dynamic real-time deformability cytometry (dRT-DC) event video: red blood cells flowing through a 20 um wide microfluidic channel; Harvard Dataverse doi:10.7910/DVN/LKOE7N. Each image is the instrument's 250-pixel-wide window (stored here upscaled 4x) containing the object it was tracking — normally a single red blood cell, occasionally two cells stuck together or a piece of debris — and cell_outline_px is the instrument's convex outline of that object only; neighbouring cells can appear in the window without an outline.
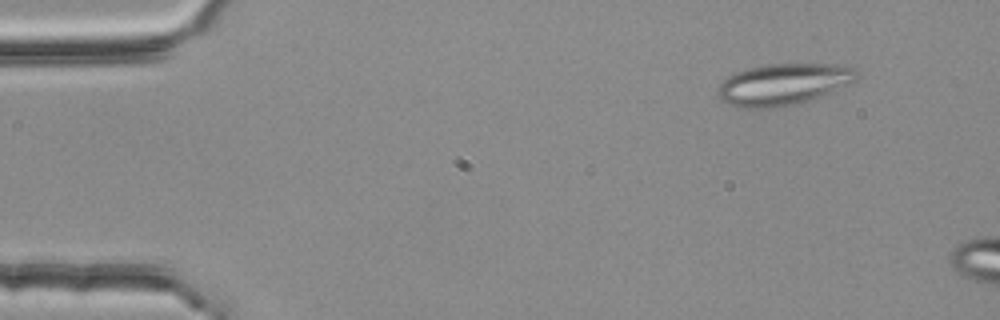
{"species": "common noctule bat (a hibernating species)", "species_latin": "Nyctalus noctula", "temperature_condition": "room temperature", "stored_images_in_passage": 3, "camera_frame_rate_fps": 3000, "um_per_image_px": 0.085, "animal": {"sex": "female", "body_mass_g": 25.1}, "frame": {"image": 1, "passage_image": 2, "time_ms": 0.333, "image_size_px": [1000, 320], "cell_outline_px": [[856, 80], [848, 84], [820, 96], [808, 100], [792, 104], [768, 108], [736, 108], [728, 104], [716, 92], [720, 84], [728, 76], [736, 72], [748, 68], [764, 64], [836, 64], [856, 68]], "centroid_in_image_um": [66.55, 7.15], "position_along_channel_um": 18.5, "area_um2": 33.23}}